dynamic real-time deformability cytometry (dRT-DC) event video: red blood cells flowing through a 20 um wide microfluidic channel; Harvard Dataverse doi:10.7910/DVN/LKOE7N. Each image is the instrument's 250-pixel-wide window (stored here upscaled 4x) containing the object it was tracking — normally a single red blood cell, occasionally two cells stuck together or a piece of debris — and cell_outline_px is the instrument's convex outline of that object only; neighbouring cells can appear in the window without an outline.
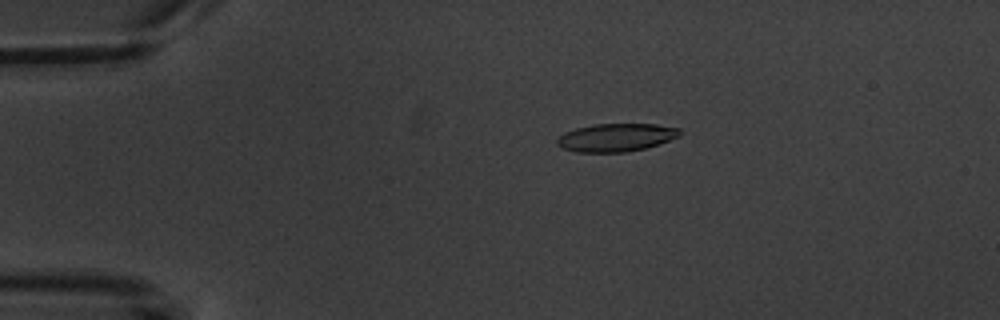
{"species": "common noctule bat (a hibernating species)", "species_latin": "Nyctalus noctula", "temperature_condition": "warm", "stored_images_in_passage": 5, "camera_frame_rate_fps": 3000, "um_per_image_px": 0.085, "animal": {"sex": "male", "body_mass_g": 20.1, "forearm_length_mm": 53.5}, "frame": {"image": 1, "passage_image": 3, "time_ms": 2.667, "image_size_px": [1000, 320], "cell_outline_px": [[680, 136], [660, 144], [644, 148], [624, 152], [576, 152], [560, 148], [556, 144], [556, 140], [564, 132], [576, 128], [592, 124], [656, 124], [680, 128]], "centroid_in_image_um": [52.35, 11.68], "position_along_channel_um": 32.7, "area_um2": 20.17}}
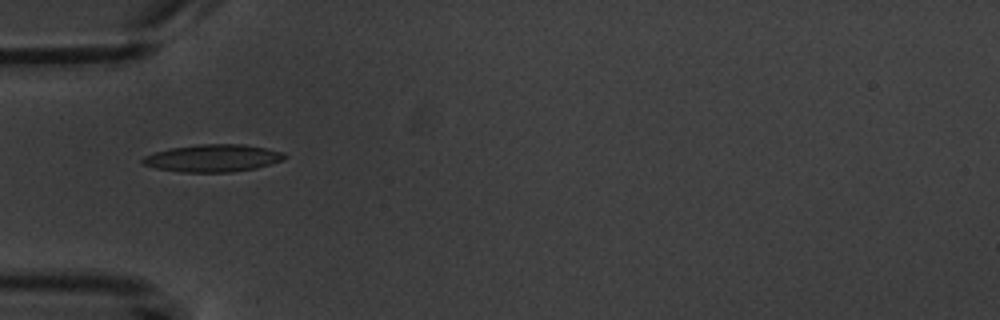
{"frame": {"image": 2, "passage_image": 5, "time_ms": 5.0, "image_size_px": [1000, 320], "cell_outline_px": [[288, 156], [284, 160], [256, 168], [232, 172], [180, 172], [156, 168], [144, 164], [140, 160], [144, 156], [156, 152], [172, 148], [196, 144], [244, 144], [284, 152]], "centroid_in_image_um": [18.12, 13.44], "position_along_channel_um": 66.9, "area_um2": 22.66}}